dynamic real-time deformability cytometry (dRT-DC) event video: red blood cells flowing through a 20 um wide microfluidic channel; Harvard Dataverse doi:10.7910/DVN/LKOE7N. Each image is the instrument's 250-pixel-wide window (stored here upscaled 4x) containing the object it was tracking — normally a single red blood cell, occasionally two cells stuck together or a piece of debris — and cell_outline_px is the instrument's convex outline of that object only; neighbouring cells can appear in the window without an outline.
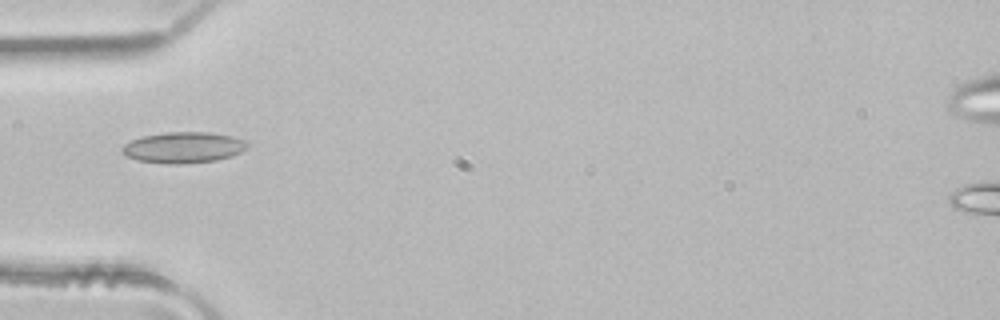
{"species": "common noctule bat (a hibernating species)", "species_latin": "Nyctalus noctula", "temperature_condition": "room temperature", "stored_images_in_passage": 2, "camera_frame_rate_fps": 3000, "um_per_image_px": 0.085, "animal": {"sex": "male", "body_mass_g": 21.5, "forearm_length_mm": 52.0}, "frame": {"image": 1, "passage_image": 2, "time_ms": 0.333, "image_size_px": [1000, 320], "cell_outline_px": [[248, 148], [232, 156], [216, 160], [180, 164], [168, 164], [136, 160], [120, 152], [120, 148], [124, 144], [140, 136], [164, 132], [208, 132], [232, 136], [244, 140], [248, 144]], "centroid_in_image_um": [15.56, 12.53], "position_along_channel_um": 69.4, "area_um2": 22.77}}